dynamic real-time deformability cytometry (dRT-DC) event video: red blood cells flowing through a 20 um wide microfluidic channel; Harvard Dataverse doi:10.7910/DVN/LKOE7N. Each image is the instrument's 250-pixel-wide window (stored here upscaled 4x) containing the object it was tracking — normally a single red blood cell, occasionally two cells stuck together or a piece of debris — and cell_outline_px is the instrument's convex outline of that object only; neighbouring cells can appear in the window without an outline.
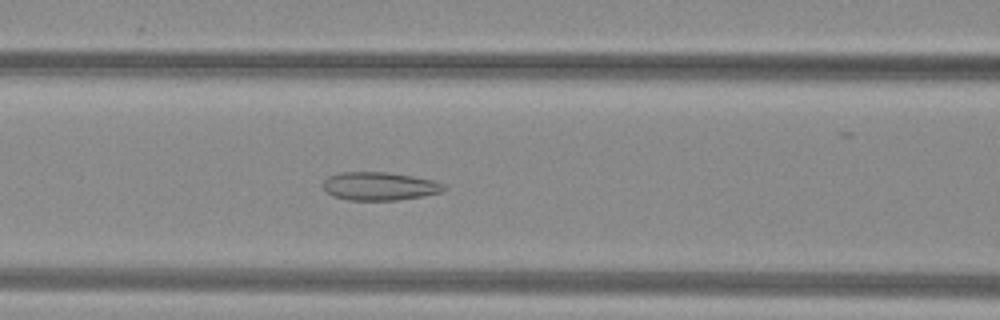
{"species": "common noctule bat (a hibernating species)", "species_latin": "Nyctalus noctula", "temperature_condition": "warm", "stored_images_in_passage": 41, "camera_frame_rate_fps": 3000, "um_per_image_px": 0.085, "animal": {"sex": "female", "body_mass_g": 29.2, "forearm_length_mm": 56.3}, "frame": {"image": 1, "passage_image": 12, "time_ms": 3.667, "image_size_px": [1000, 320], "cell_outline_px": [[448, 188], [444, 192], [424, 196], [396, 200], [348, 200], [332, 196], [324, 188], [324, 180], [328, 176], [340, 172], [388, 172], [412, 176], [432, 180], [444, 184]], "centroid_in_image_um": [32.29, 15.83], "position_along_channel_um": 134.3, "area_um2": 20.0}}
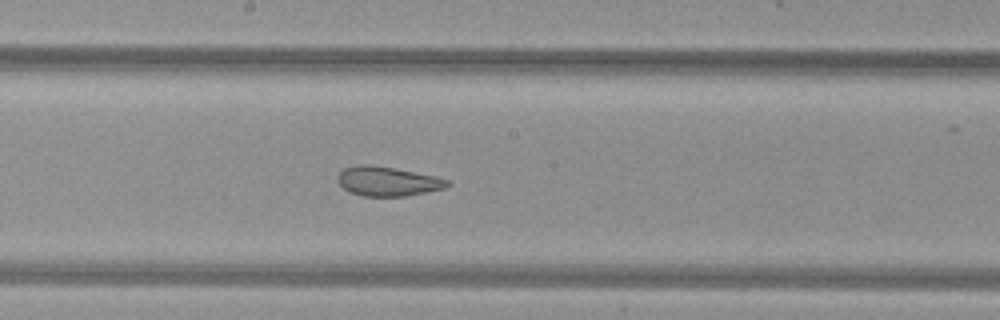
{"frame": {"image": 2, "passage_image": 18, "time_ms": 5.667, "image_size_px": [1000, 320], "cell_outline_px": [[452, 184], [444, 188], [404, 196], [360, 196], [348, 192], [336, 180], [336, 176], [344, 168], [356, 164], [372, 164], [396, 168], [436, 176], [448, 180]], "centroid_in_image_um": [32.9, 15.39], "position_along_channel_um": 215.3, "area_um2": 19.02}}
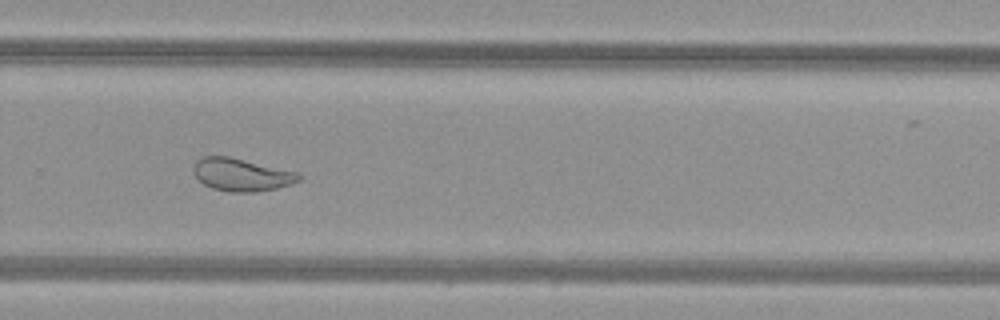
{"frame": {"image": 3, "passage_image": 25, "time_ms": 8.0, "image_size_px": [1000, 320], "cell_outline_px": [[304, 176], [300, 180], [292, 184], [276, 188], [256, 192], [228, 192], [212, 188], [204, 184], [192, 172], [192, 168], [196, 160], [200, 156], [228, 156], [296, 172]], "centroid_in_image_um": [20.5, 14.85], "position_along_channel_um": 309.3, "area_um2": 20.11}, "authors_computed_cell_mechanics": {"area_um2": 22.542, "velocity_mm_per_s": 4.0482, "shape_relaxation_time_tau1_ms": null, "shape_relaxation_time_tau2_ms": 1.2065, "deformation_change_tau1": null, "deformation_change_tau2": 0.0894}}